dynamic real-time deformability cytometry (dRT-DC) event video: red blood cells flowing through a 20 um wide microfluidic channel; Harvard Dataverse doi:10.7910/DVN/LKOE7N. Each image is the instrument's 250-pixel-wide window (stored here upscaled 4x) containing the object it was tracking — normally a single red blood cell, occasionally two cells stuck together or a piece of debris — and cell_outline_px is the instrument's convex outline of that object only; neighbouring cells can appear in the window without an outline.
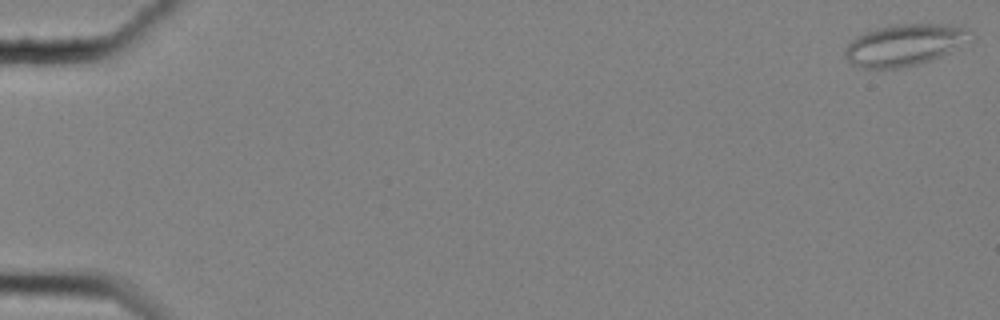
{"species": "common noctule bat (a hibernating species)", "species_latin": "Nyctalus noctula", "temperature_condition": "cold", "stored_images_in_passage": 15, "camera_frame_rate_fps": 3000, "um_per_image_px": 0.085, "animal": {"sex": "female", "body_mass_g": 25.1}, "frame": {"image": 1, "passage_image": 1, "time_ms": 0.0, "image_size_px": [1000, 320], "cell_outline_px": [[968, 28], [948, 52], [940, 56], [916, 64], [896, 68], [864, 68], [852, 64], [844, 56], [844, 52], [848, 44], [856, 36], [864, 32], [888, 24], [944, 24]], "centroid_in_image_um": [76.65, 3.81], "position_along_channel_um": 8.3, "area_um2": 29.02}}